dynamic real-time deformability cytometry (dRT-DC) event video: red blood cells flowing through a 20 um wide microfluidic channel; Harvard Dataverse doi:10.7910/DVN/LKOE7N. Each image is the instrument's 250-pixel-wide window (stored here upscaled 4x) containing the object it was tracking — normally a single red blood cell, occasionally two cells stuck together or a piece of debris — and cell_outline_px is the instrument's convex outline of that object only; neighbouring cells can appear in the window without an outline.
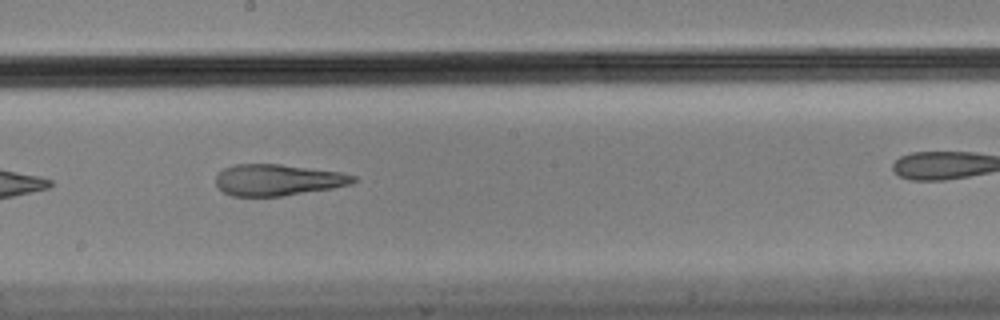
{"species": "Egyptian fruit bat (a non-hibernating species)", "species_latin": "Rousettus aegyptiacus", "temperature_condition": "cold", "stored_images_in_passage": 13, "camera_frame_rate_fps": 3000, "um_per_image_px": 0.085, "animal": {"sex": "male"}, "frame": {"image": 1, "passage_image": 8, "time_ms": 2.333, "image_size_px": [1000, 320], "cell_outline_px": [[356, 180], [352, 184], [332, 188], [280, 196], [232, 196], [224, 192], [216, 184], [216, 176], [224, 168], [236, 164], [280, 164], [340, 172], [356, 176]], "centroid_in_image_um": [23.61, 15.29], "position_along_channel_um": 224.6, "area_um2": 24.91}}